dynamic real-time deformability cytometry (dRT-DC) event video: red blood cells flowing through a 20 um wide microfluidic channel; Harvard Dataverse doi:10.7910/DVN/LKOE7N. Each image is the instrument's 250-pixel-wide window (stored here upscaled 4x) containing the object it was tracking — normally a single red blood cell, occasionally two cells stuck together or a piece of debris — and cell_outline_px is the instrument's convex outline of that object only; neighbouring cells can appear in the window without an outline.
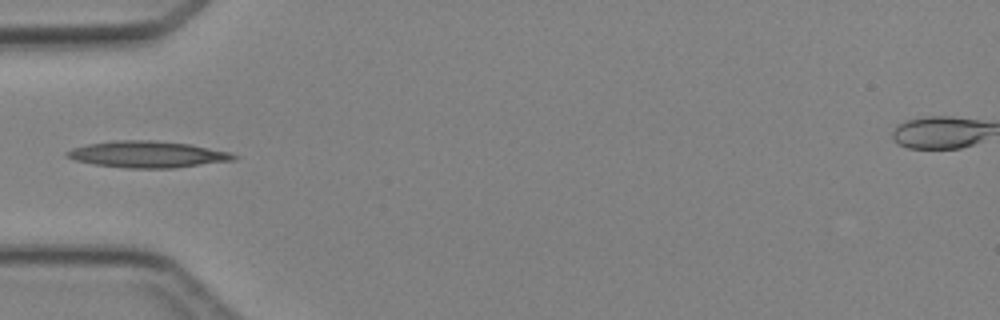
{"species": "Egyptian fruit bat (a non-hibernating species)", "species_latin": "Rousettus aegyptiacus", "temperature_condition": "cold", "stored_images_in_passage": 7, "camera_frame_rate_fps": 3000, "um_per_image_px": 0.085, "animal": {"sex": "female"}, "frame": {"image": 1, "passage_image": 6, "time_ms": 6.667, "image_size_px": [1000, 320], "cell_outline_px": [[240, 156], [236, 160], [172, 168], [128, 168], [96, 164], [76, 160], [64, 156], [64, 152], [72, 148], [88, 144], [112, 140], [156, 140], [192, 144], [228, 152]], "centroid_in_image_um": [12.55, 13.11], "position_along_channel_um": 72.5, "area_um2": 25.84}}
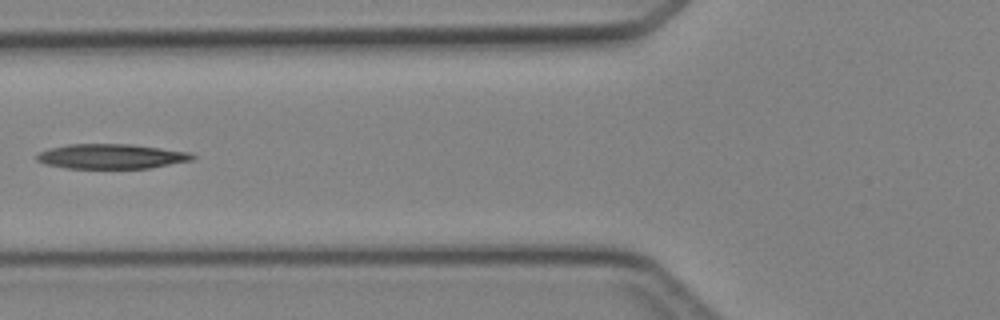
{"frame": {"image": 2, "passage_image": 7, "time_ms": 7.667, "image_size_px": [1000, 320], "cell_outline_px": [[196, 156], [192, 160], [148, 168], [64, 168], [44, 164], [36, 160], [36, 156], [40, 152], [48, 148], [68, 144], [132, 144], [188, 152]], "centroid_in_image_um": [9.4, 13.29], "position_along_channel_um": 116.4, "area_um2": 22.43}}